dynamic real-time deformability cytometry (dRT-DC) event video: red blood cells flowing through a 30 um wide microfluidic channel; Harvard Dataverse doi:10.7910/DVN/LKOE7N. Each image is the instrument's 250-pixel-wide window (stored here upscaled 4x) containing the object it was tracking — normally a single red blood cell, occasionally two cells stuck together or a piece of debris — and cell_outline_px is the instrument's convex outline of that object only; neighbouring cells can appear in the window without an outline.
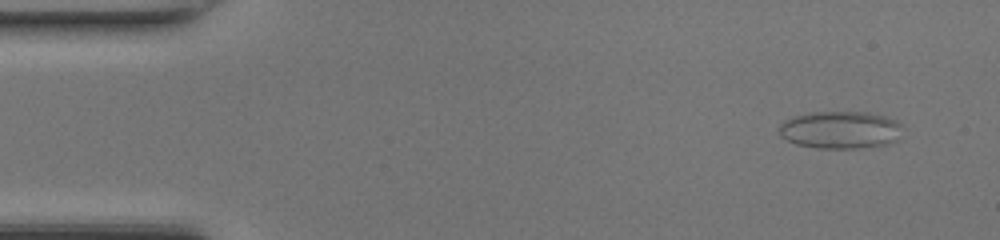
{"species": "common noctule bat (a hibernating species)", "species_latin": "Nyctalus noctula", "temperature_condition": "room temperature", "stored_images_in_passage": 47, "camera_frame_rate_fps": 3000, "um_per_image_px": 0.085, "animal": {"sex": "female", "body_mass_g": 17.0, "forearm_length_mm": 48.0}, "frame": {"image": 1, "passage_image": 3, "time_ms": 0.667, "image_size_px": [1000, 240], "cell_outline_px": [[900, 140], [888, 144], [860, 148], [816, 148], [796, 144], [780, 136], [780, 124], [784, 120], [808, 112], [868, 112], [884, 116], [896, 120], [900, 124]], "centroid_in_image_um": [71.44, 11.04], "position_along_channel_um": 13.6, "area_um2": 27.05}}
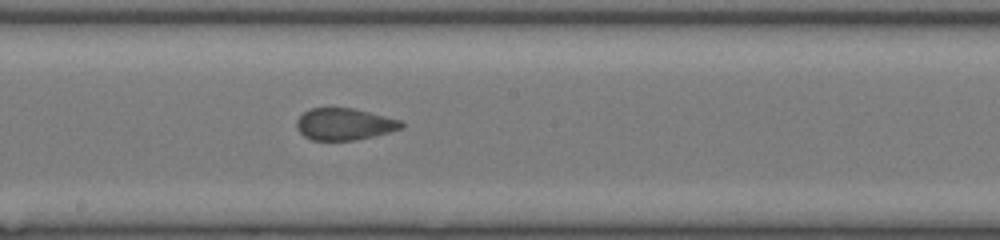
{"frame": {"image": 2, "passage_image": 25, "time_ms": 8.0, "image_size_px": [1000, 240], "cell_outline_px": [[404, 124], [400, 128], [388, 132], [372, 136], [352, 140], [312, 140], [304, 136], [296, 128], [296, 120], [304, 112], [312, 108], [352, 108], [400, 120]], "centroid_in_image_um": [29.21, 10.55], "position_along_channel_um": 219.0, "area_um2": 19.07}}
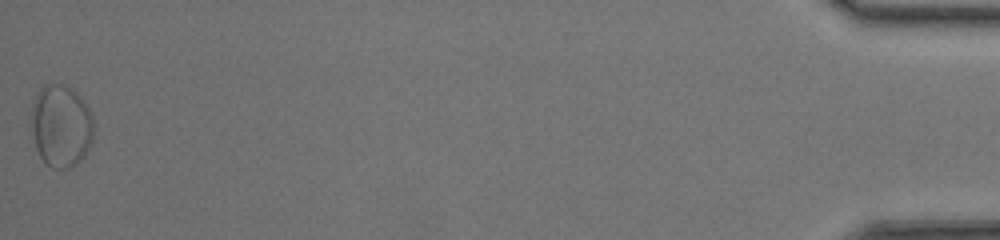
{"frame": {"image": 3, "passage_image": 47, "time_ms": 15.333, "image_size_px": [1000, 240], "cell_outline_px": [[92, 140], [84, 156], [80, 160], [68, 168], [52, 168], [40, 156], [36, 148], [28, 116], [32, 100], [40, 88], [44, 84], [64, 84], [72, 88], [84, 100], [92, 116]], "centroid_in_image_um": [5.13, 10.65], "position_along_channel_um": 430.1, "area_um2": 30.29}, "authors_computed_cell_mechanics": {"area_um2": 20.9236, "velocity_mm_per_s": 4.3339, "shape_relaxation_time_tau1_ms": null, "shape_relaxation_time_tau2_ms": 0.9602, "deformation_change_tau1": null, "deformation_change_tau2": 0.0686}}